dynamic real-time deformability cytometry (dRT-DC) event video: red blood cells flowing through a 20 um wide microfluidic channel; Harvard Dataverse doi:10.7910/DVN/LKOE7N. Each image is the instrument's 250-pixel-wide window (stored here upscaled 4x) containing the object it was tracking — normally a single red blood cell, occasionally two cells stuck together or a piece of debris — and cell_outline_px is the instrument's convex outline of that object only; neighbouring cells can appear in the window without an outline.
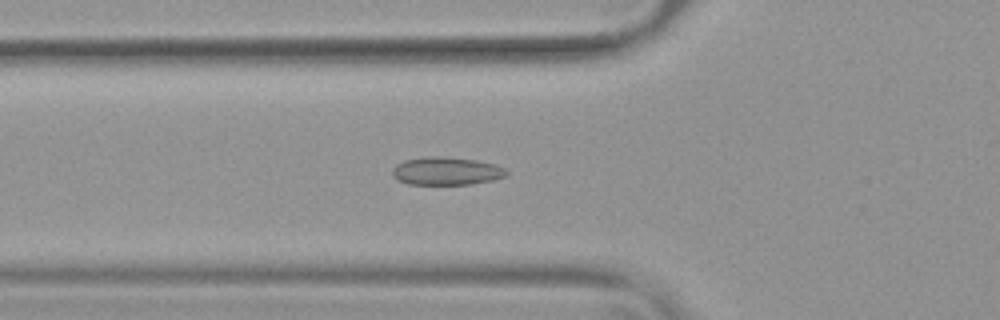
{"species": "common noctule bat (a hibernating species)", "species_latin": "Nyctalus noctula", "temperature_condition": "warm", "stored_images_in_passage": 54, "camera_frame_rate_fps": 3000, "um_per_image_px": 0.085, "animal": {"sex": "female", "body_mass_g": 19.9}, "frame": {"image": 1, "passage_image": 20, "time_ms": 6.333, "image_size_px": [1000, 320], "cell_outline_px": [[508, 176], [492, 180], [472, 184], [408, 184], [392, 176], [392, 168], [396, 164], [404, 160], [428, 156], [444, 156], [476, 160], [496, 164], [504, 168], [508, 172]], "centroid_in_image_um": [37.95, 14.53], "position_along_channel_um": 87.8, "area_um2": 18.73}}
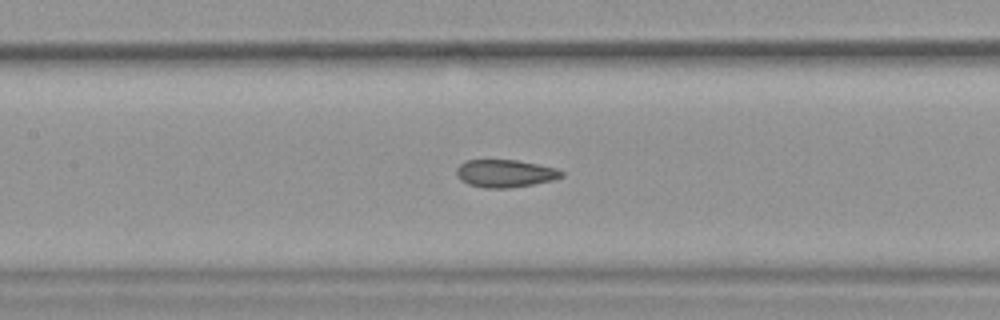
{"frame": {"image": 2, "passage_image": 26, "time_ms": 8.333, "image_size_px": [1000, 320], "cell_outline_px": [[564, 176], [552, 180], [532, 184], [508, 188], [484, 188], [468, 184], [460, 180], [456, 172], [456, 168], [464, 160], [516, 160], [556, 168], [564, 172]], "centroid_in_image_um": [42.91, 14.74], "position_along_channel_um": 164.5, "area_um2": 16.88}}
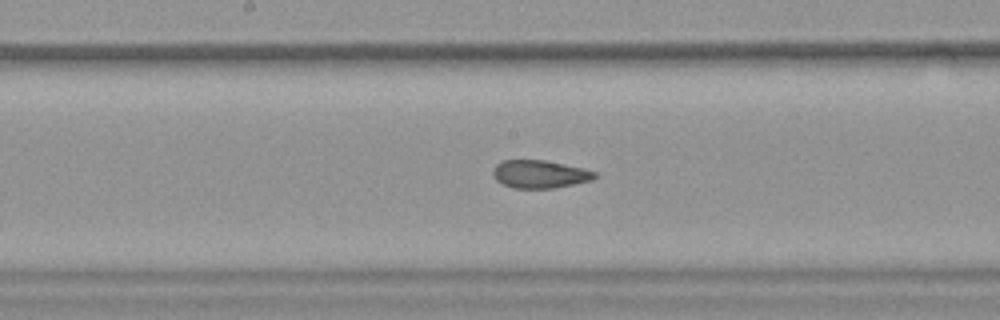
{"frame": {"image": 3, "passage_image": 29, "time_ms": 9.333, "image_size_px": [1000, 320], "cell_outline_px": [[596, 176], [592, 180], [556, 188], [512, 188], [496, 180], [492, 176], [492, 168], [496, 164], [504, 160], [544, 160], [584, 168], [596, 172]], "centroid_in_image_um": [45.86, 14.8], "position_along_channel_um": 202.3, "area_um2": 16.65}, "authors_computed_cell_mechanics": {"area_um2": 17.8891, "velocity_mm_per_s": 3.8049, "shape_relaxation_time_tau1_ms": null, "shape_relaxation_time_tau2_ms": 2.0514, "deformation_change_tau1": null, "deformation_change_tau2": 0.063}}